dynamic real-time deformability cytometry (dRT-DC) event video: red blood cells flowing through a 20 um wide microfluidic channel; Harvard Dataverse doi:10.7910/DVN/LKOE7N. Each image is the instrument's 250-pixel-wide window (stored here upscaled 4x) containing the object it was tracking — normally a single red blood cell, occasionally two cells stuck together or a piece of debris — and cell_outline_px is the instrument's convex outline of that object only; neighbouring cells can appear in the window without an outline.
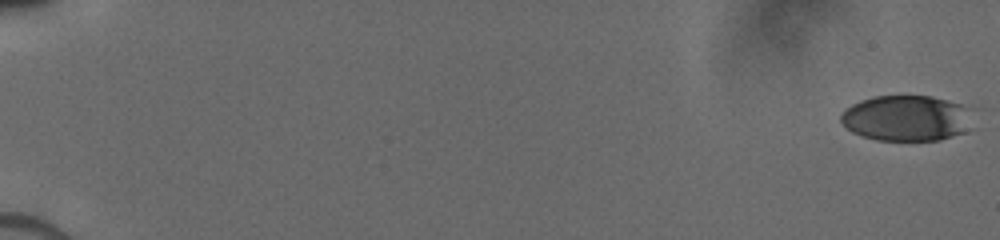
{"species": "human", "species_latin": "Homo sapiens", "temperature_condition": "cold", "stored_images_in_passage": 22, "camera_frame_rate_fps": 3000, "um_per_image_px": 0.085, "donor": {"sex": "male"}, "frame": {"image": 1, "passage_image": 1, "time_ms": 0.0, "image_size_px": [1000, 240], "cell_outline_px": [[980, 108], [964, 132], [940, 140], [876, 140], [860, 136], [852, 132], [840, 120], [840, 116], [844, 108], [860, 100], [872, 96], [932, 96], [972, 104]], "centroid_in_image_um": [77.18, 10.01], "position_along_channel_um": 7.8, "area_um2": 36.41}}
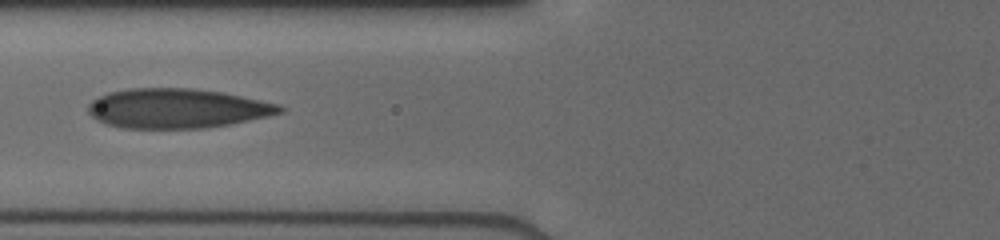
{"frame": {"image": 2, "passage_image": 13, "time_ms": 7.667, "image_size_px": [1000, 240], "cell_outline_px": [[284, 112], [268, 116], [228, 124], [204, 128], [120, 128], [96, 120], [88, 112], [88, 104], [92, 100], [108, 92], [128, 88], [192, 88], [220, 92], [280, 104], [284, 108]], "centroid_in_image_um": [15.02, 9.21], "position_along_channel_um": 110.8, "area_um2": 44.1}}
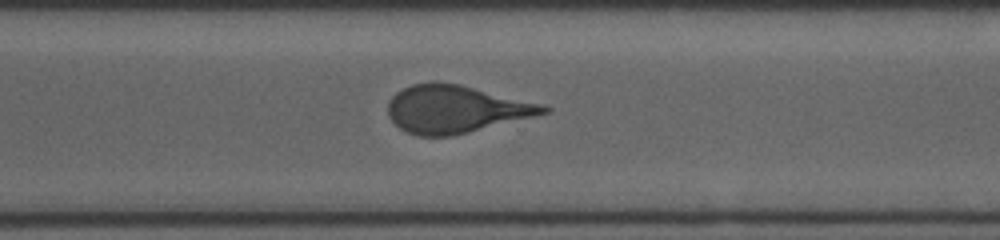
{"frame": {"image": 3, "passage_image": 22, "time_ms": 13.0, "image_size_px": [1000, 240], "cell_outline_px": [[552, 112], [452, 136], [416, 136], [400, 128], [388, 116], [388, 104], [392, 96], [396, 92], [412, 84], [432, 80], [436, 80], [460, 84], [544, 104], [552, 108]], "centroid_in_image_um": [38.75, 9.26], "position_along_channel_um": 331.8, "area_um2": 43.47}}